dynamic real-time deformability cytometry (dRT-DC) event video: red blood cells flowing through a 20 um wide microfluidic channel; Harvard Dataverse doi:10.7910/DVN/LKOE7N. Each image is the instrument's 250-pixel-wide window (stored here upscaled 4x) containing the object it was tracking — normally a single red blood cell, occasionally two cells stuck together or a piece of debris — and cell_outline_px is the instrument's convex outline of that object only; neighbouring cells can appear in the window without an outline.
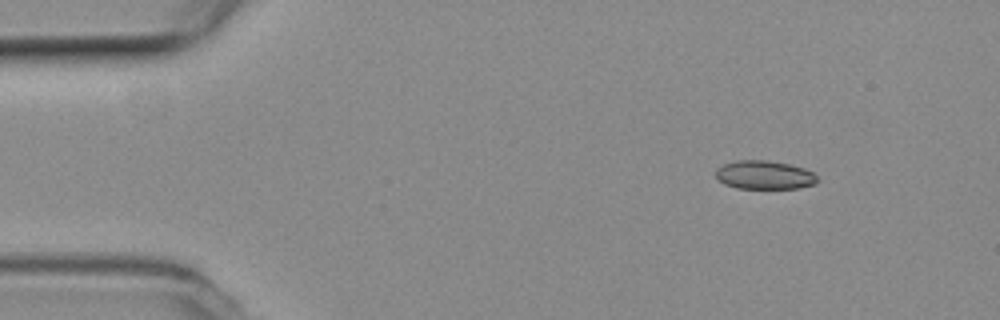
{"species": "common noctule bat (a hibernating species)", "species_latin": "Nyctalus noctula", "temperature_condition": "room temperature", "stored_images_in_passage": 6, "camera_frame_rate_fps": 3000, "um_per_image_px": 0.085, "animal": {"sex": "female", "body_mass_g": 19.3, "forearm_length_mm": 54.1}, "frame": {"image": 1, "passage_image": 1, "time_ms": 0.0, "image_size_px": [1000, 320], "cell_outline_px": [[820, 180], [816, 184], [800, 188], [736, 188], [724, 184], [716, 176], [716, 168], [724, 164], [736, 160], [764, 160], [788, 164], [804, 168], [812, 172]], "centroid_in_image_um": [64.99, 14.88], "position_along_channel_um": 20.0, "area_um2": 16.94}}
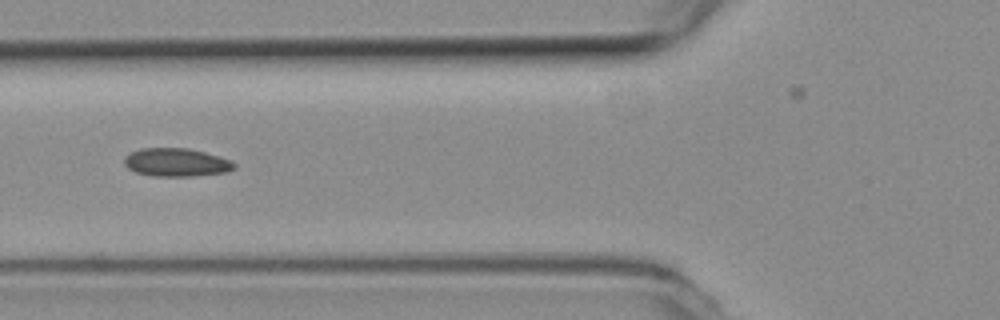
{"frame": {"image": 2, "passage_image": 5, "time_ms": 1.333, "image_size_px": [1000, 320], "cell_outline_px": [[236, 168], [228, 172], [196, 176], [152, 176], [136, 172], [128, 168], [124, 164], [124, 156], [140, 148], [188, 148], [204, 152], [232, 160], [236, 164]], "centroid_in_image_um": [15.01, 13.81], "position_along_channel_um": 110.8, "area_um2": 18.26}}
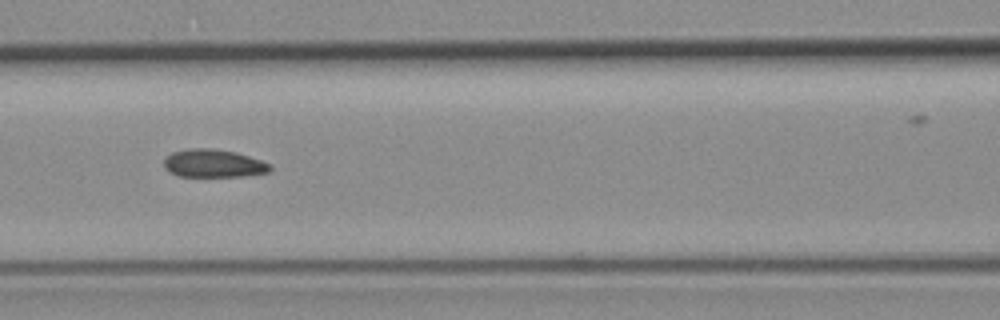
{"frame": {"image": 3, "passage_image": 6, "time_ms": 1.667, "image_size_px": [1000, 320], "cell_outline_px": [[272, 168], [268, 172], [244, 176], [176, 176], [168, 172], [164, 168], [164, 160], [172, 152], [192, 148], [208, 148], [236, 152], [272, 164]], "centroid_in_image_um": [18.13, 13.9], "position_along_channel_um": 148.5, "area_um2": 17.28}}